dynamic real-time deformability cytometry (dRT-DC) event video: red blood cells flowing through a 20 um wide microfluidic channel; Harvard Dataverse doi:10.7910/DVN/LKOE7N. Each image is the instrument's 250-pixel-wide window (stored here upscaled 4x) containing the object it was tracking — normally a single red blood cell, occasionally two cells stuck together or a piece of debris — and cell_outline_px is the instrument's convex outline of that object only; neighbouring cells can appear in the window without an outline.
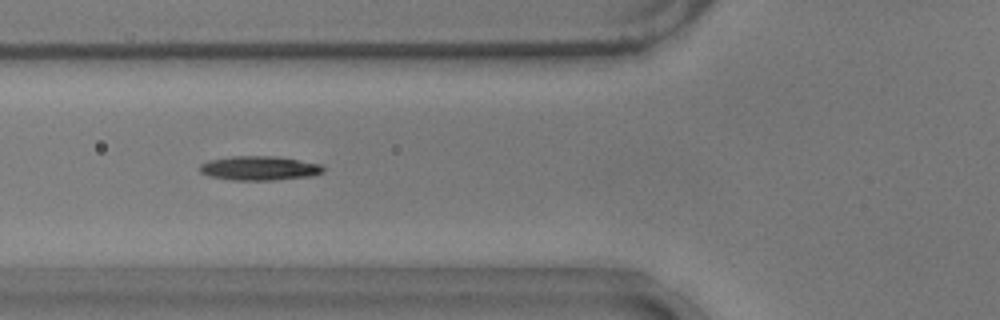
{"species": "common noctule bat (a hibernating species)", "species_latin": "Nyctalus noctula", "temperature_condition": "warm", "stored_images_in_passage": 23, "camera_frame_rate_fps": 3000, "um_per_image_px": 0.085, "animal": {"sex": "male", "body_mass_g": 17.9}, "frame": {"image": 1, "passage_image": 3, "time_ms": 0.667, "image_size_px": [1000, 320], "cell_outline_px": [[324, 172], [312, 176], [276, 180], [232, 180], [208, 176], [200, 172], [200, 164], [208, 160], [232, 156], [276, 156], [320, 164], [324, 168]], "centroid_in_image_um": [22.03, 14.3], "position_along_channel_um": 103.8, "area_um2": 17.51}}
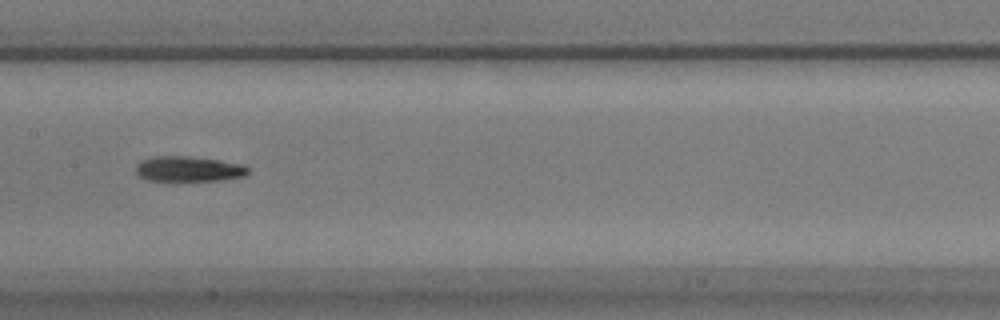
{"frame": {"image": 2, "passage_image": 10, "time_ms": 3.0, "image_size_px": [1000, 320], "cell_outline_px": [[248, 172], [244, 176], [220, 180], [148, 180], [140, 176], [136, 172], [136, 164], [140, 160], [152, 156], [188, 156], [220, 160], [244, 164], [248, 168]], "centroid_in_image_um": [16.02, 14.34], "position_along_channel_um": 191.4, "area_um2": 16.47}}
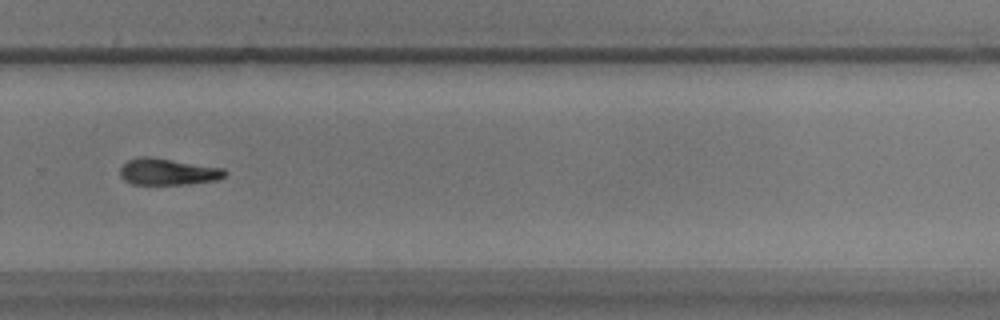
{"frame": {"image": 3, "passage_image": 20, "time_ms": 6.333, "image_size_px": [1000, 320], "cell_outline_px": [[228, 172], [224, 176], [216, 180], [188, 184], [132, 184], [124, 180], [120, 176], [120, 168], [128, 160], [140, 156], [152, 156], [224, 168]], "centroid_in_image_um": [14.26, 14.58], "position_along_channel_um": 315.5, "area_um2": 16.36}}